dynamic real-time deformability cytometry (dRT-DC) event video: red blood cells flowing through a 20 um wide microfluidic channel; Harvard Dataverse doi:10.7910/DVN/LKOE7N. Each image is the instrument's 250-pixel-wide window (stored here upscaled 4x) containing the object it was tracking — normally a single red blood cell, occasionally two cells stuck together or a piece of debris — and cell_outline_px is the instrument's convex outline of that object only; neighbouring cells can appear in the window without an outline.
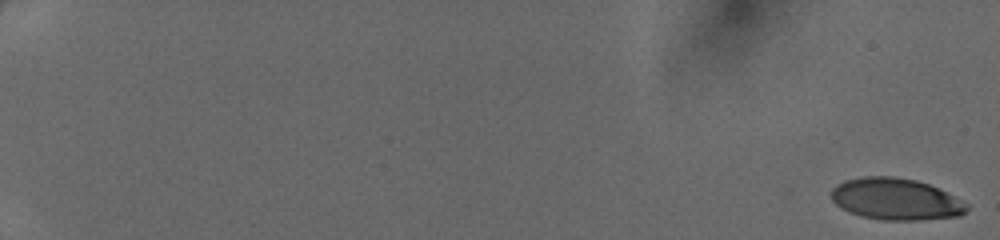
{"species": "human", "species_latin": "Homo sapiens", "temperature_condition": "cold", "stored_images_in_passage": 50, "camera_frame_rate_fps": 3000, "um_per_image_px": 0.085, "donor": {"sex": "female"}, "frame": {"image": 1, "passage_image": 1, "time_ms": 0.0, "image_size_px": [1000, 240], "cell_outline_px": [[968, 208], [960, 216], [920, 220], [884, 220], [860, 216], [848, 212], [840, 208], [832, 200], [832, 188], [836, 184], [844, 180], [860, 176], [892, 176], [916, 180], [928, 184], [968, 204]], "centroid_in_image_um": [76.08, 16.92], "position_along_channel_um": 8.9, "area_um2": 32.89}}
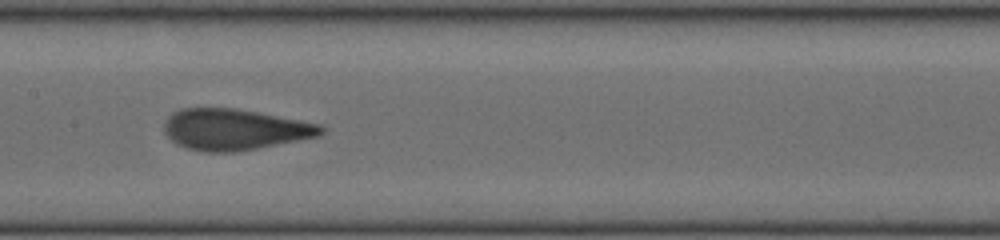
{"frame": {"image": 2, "passage_image": 29, "time_ms": 9.333, "image_size_px": [1000, 240], "cell_outline_px": [[324, 132], [320, 136], [236, 152], [204, 152], [188, 148], [176, 144], [164, 132], [164, 120], [172, 112], [180, 108], [236, 108], [300, 120], [320, 124], [324, 128]], "centroid_in_image_um": [19.91, 11.0], "position_along_channel_um": 187.5, "area_um2": 37.63}}
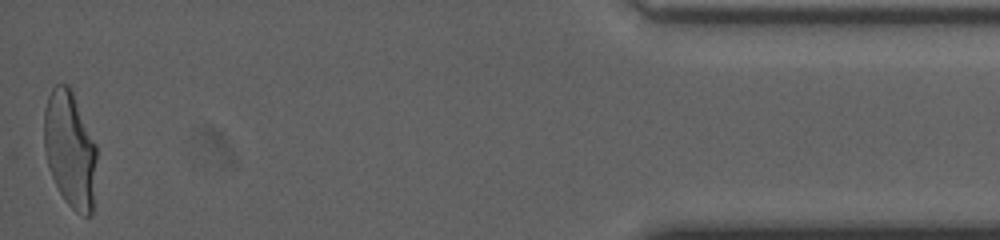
{"frame": {"image": 3, "passage_image": 50, "time_ms": 16.333, "image_size_px": [1000, 240], "cell_outline_px": [[96, 160], [92, 212], [88, 216], [84, 216], [76, 212], [64, 200], [48, 168], [44, 148], [44, 108], [48, 96], [52, 88], [56, 84], [68, 84], [72, 92], [96, 144]], "centroid_in_image_um": [5.93, 12.7], "position_along_channel_um": 429.3, "area_um2": 35.49}}